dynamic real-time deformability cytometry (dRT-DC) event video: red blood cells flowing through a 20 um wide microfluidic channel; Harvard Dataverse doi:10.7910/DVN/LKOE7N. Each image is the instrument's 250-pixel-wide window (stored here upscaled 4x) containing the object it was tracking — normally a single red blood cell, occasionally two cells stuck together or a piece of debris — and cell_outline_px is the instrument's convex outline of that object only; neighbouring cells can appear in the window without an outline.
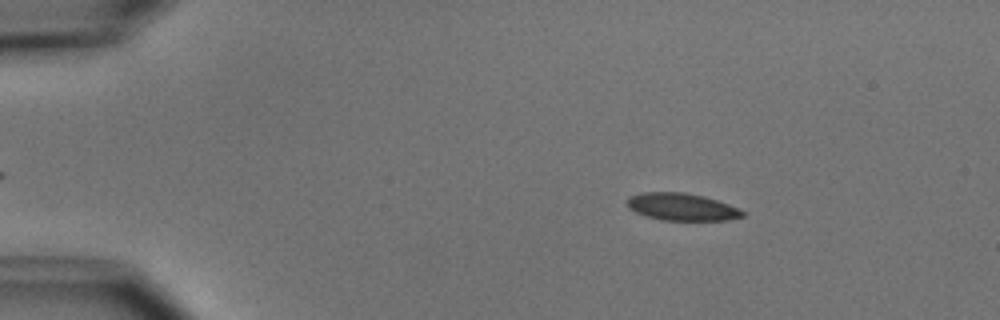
{"species": "common noctule bat (a hibernating species)", "species_latin": "Nyctalus noctula", "temperature_condition": "cold", "stored_images_in_passage": 52, "camera_frame_rate_fps": 3000, "um_per_image_px": 0.085, "animal": {"sex": "male", "body_mass_g": 15.6}, "frame": {"image": 1, "passage_image": 8, "time_ms": 2.333, "image_size_px": [1000, 320], "cell_outline_px": [[748, 212], [744, 216], [728, 220], [664, 220], [648, 216], [636, 212], [628, 208], [628, 196], [640, 192], [684, 192], [704, 196], [740, 208]], "centroid_in_image_um": [57.99, 17.58], "position_along_channel_um": 27.0, "area_um2": 18.44}}
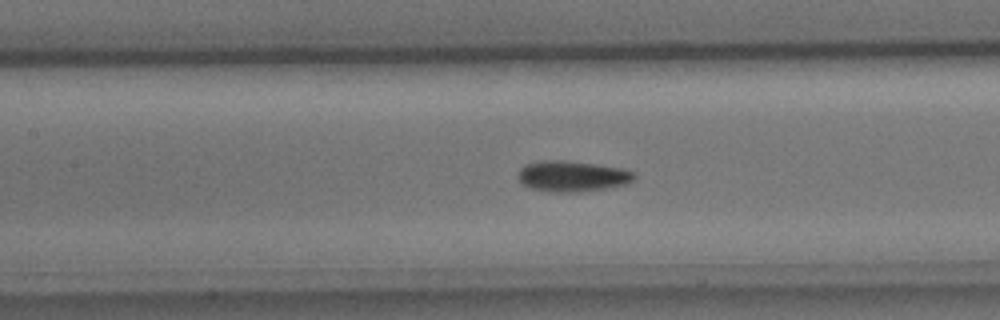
{"frame": {"image": 2, "passage_image": 24, "time_ms": 7.667, "image_size_px": [1000, 320], "cell_outline_px": [[636, 180], [624, 184], [604, 188], [580, 192], [552, 192], [532, 188], [520, 184], [516, 176], [516, 172], [524, 164], [540, 160], [564, 160], [620, 168], [632, 172], [636, 176]], "centroid_in_image_um": [48.55, 14.97], "position_along_channel_um": 158.9, "area_um2": 20.92}}
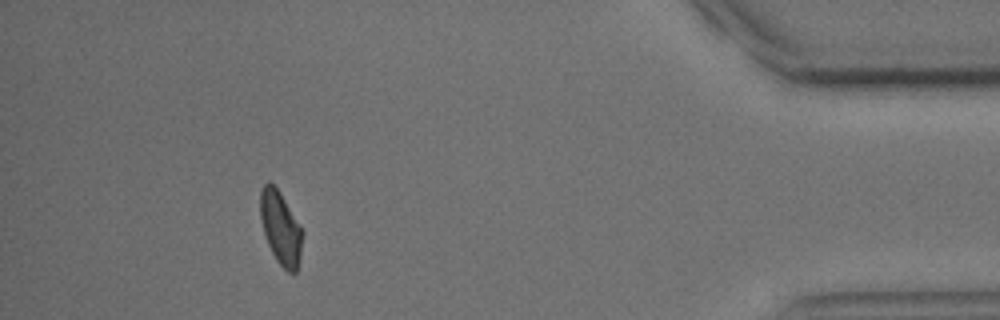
{"frame": {"image": 3, "passage_image": 48, "time_ms": 15.667, "image_size_px": [1000, 320], "cell_outline_px": [[304, 232], [300, 256], [296, 272], [288, 272], [276, 260], [268, 244], [260, 220], [260, 188], [268, 180], [280, 192]], "centroid_in_image_um": [23.85, 19.36], "position_along_channel_um": 411.4, "area_um2": 17.92}, "authors_computed_cell_mechanics": {"area_um2": 19.0162, "velocity_mm_per_s": 3.7952, "shape_relaxation_time_tau1_ms": 3.3142, "shape_relaxation_time_tau2_ms": 7.4113, "deformation_change_tau1": 0.0889, "deformation_change_tau2": 0.0976}}